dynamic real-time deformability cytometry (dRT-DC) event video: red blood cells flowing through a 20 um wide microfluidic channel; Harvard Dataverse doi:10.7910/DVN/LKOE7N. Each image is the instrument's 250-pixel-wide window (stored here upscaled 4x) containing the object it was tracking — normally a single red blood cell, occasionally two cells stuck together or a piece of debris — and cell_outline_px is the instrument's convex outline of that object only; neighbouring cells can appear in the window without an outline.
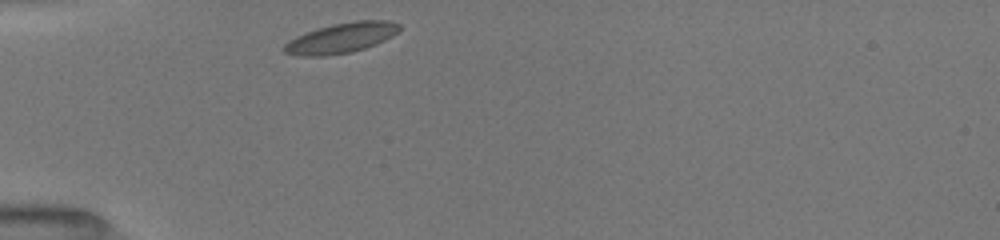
{"species": "common noctule bat (a hibernating species)", "species_latin": "Nyctalus noctula", "temperature_condition": "room temperature", "stored_images_in_passage": 30, "camera_frame_rate_fps": 3000, "um_per_image_px": 0.085, "animal": {"sex": "female", "body_mass_g": 19.5, "forearm_length_mm": 54.1}, "frame": {"image": 1, "passage_image": 1, "time_ms": 0.0, "image_size_px": [1000, 240], "cell_outline_px": [[400, 28], [392, 36], [376, 44], [352, 52], [324, 56], [300, 56], [284, 52], [280, 48], [288, 40], [296, 36], [316, 28], [332, 24], [352, 20], [388, 20], [400, 24]], "centroid_in_image_um": [28.96, 3.22], "position_along_channel_um": 56.0, "area_um2": 20.46}}
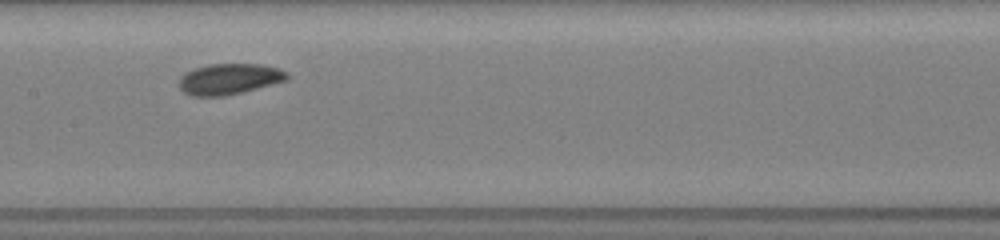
{"frame": {"image": 2, "passage_image": 12, "time_ms": 3.667, "image_size_px": [1000, 240], "cell_outline_px": [[288, 80], [224, 96], [192, 96], [184, 92], [180, 88], [180, 76], [184, 72], [208, 64], [260, 64], [276, 68], [288, 72]], "centroid_in_image_um": [19.47, 6.71], "position_along_channel_um": 187.9, "area_um2": 19.25}}
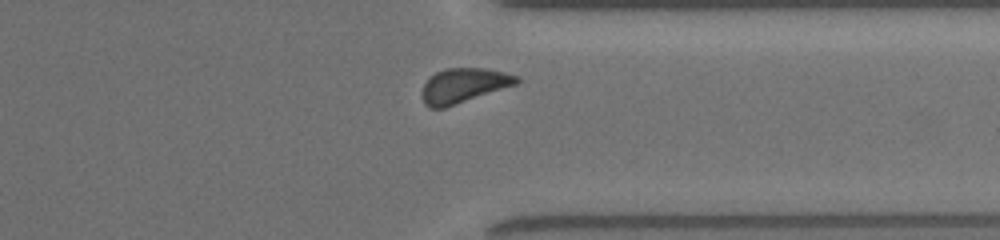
{"frame": {"image": 3, "passage_image": 26, "time_ms": 8.333, "image_size_px": [1000, 240], "cell_outline_px": [[520, 84], [444, 108], [428, 108], [424, 104], [424, 84], [436, 72], [444, 68], [484, 68], [504, 72], [520, 76]], "centroid_in_image_um": [39.49, 7.26], "position_along_channel_um": 371.9, "area_um2": 19.13}, "authors_computed_cell_mechanics": {"area_um2": 19.0162, "velocity_mm_per_s": 3.9496, "shape_relaxation_time_tau1_ms": 2.7295, "shape_relaxation_time_tau2_ms": null, "deformation_change_tau1": 0.0586, "deformation_change_tau2": null}}